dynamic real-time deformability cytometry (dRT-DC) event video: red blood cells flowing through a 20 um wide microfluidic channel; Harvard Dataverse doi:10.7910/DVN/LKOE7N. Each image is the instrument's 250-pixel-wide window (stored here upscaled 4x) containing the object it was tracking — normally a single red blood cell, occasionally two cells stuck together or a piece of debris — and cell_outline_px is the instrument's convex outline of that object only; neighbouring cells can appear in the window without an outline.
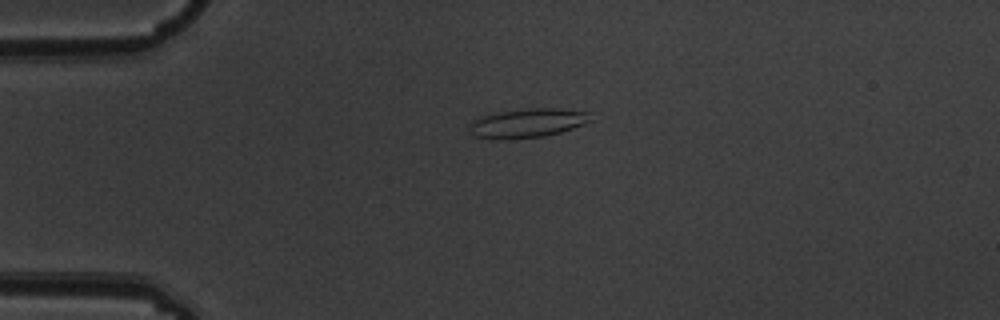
{"species": "common noctule bat (a hibernating species)", "species_latin": "Nyctalus noctula", "temperature_condition": "warm", "stored_images_in_passage": 6, "camera_frame_rate_fps": 3000, "um_per_image_px": 0.085, "animal": {"sex": "male", "body_mass_g": 19.5, "forearm_length_mm": 54.6}, "frame": {"image": 1, "passage_image": 4, "time_ms": 1.0, "image_size_px": [1000, 320], "cell_outline_px": [[592, 120], [584, 124], [560, 132], [544, 136], [512, 140], [508, 140], [472, 136], [468, 128], [468, 124], [472, 120], [480, 116], [500, 112], [528, 108], [556, 108], [592, 112]], "centroid_in_image_um": [44.82, 10.46], "position_along_channel_um": 40.2, "area_um2": 20.87}}